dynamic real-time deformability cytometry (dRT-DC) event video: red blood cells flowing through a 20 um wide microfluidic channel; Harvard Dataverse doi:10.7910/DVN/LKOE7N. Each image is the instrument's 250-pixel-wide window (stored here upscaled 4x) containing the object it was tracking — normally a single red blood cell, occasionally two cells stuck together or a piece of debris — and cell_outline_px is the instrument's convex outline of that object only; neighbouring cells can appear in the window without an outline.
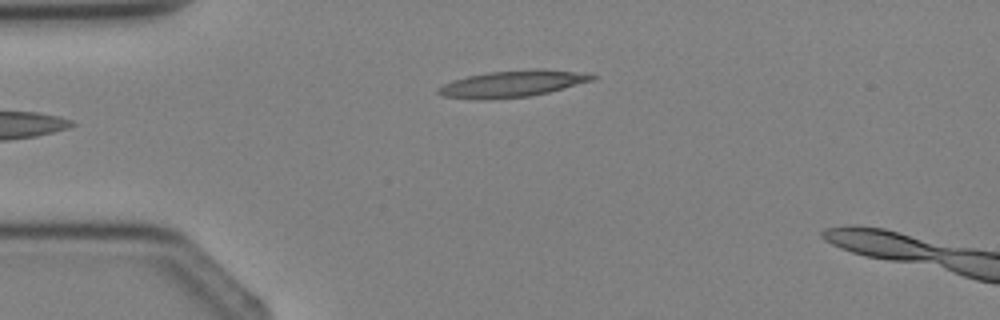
{"species": "Egyptian fruit bat (a non-hibernating species)", "species_latin": "Rousettus aegyptiacus", "temperature_condition": "cold", "stored_images_in_passage": 3, "camera_frame_rate_fps": 3000, "um_per_image_px": 0.085, "animal": {"sex": "female"}, "frame": {"image": 1, "passage_image": 2, "time_ms": 1.333, "image_size_px": [1000, 320], "cell_outline_px": [[596, 76], [592, 80], [548, 92], [528, 96], [488, 100], [476, 100], [444, 96], [436, 92], [436, 88], [444, 84], [468, 76], [488, 72], [572, 72]], "centroid_in_image_um": [43.35, 7.19], "position_along_channel_um": 41.7, "area_um2": 22.2}}